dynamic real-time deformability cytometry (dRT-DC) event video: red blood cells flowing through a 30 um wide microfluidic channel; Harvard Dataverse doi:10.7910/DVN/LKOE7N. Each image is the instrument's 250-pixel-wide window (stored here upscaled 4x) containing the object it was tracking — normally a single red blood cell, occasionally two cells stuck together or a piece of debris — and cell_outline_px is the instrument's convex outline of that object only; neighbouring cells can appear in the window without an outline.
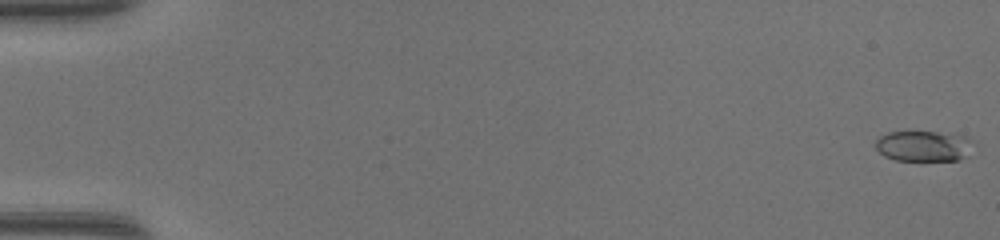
{"species": "common noctule bat (a hibernating species)", "species_latin": "Nyctalus noctula", "temperature_condition": "warm", "stored_images_in_passage": 49, "camera_frame_rate_fps": 3000, "um_per_image_px": 0.085, "animal": {"sex": "female", "body_mass_g": 17.0, "forearm_length_mm": 48.0}, "frame": {"image": 1, "passage_image": 1, "time_ms": 0.0, "image_size_px": [1000, 240], "cell_outline_px": [[976, 140], [968, 156], [960, 160], [896, 160], [884, 156], [876, 148], [876, 140], [880, 136], [888, 132], [936, 132], [968, 136]], "centroid_in_image_um": [78.58, 12.41], "position_along_channel_um": 6.4, "area_um2": 17.69}}
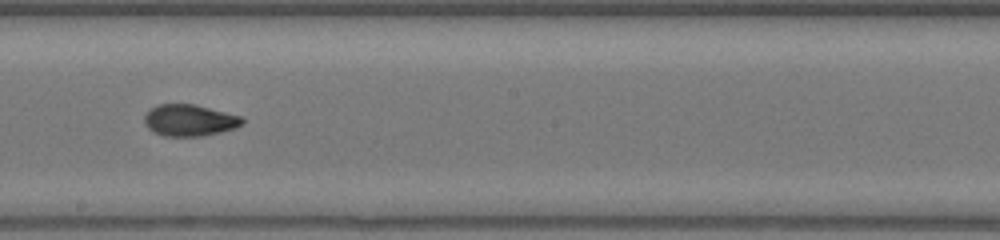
{"frame": {"image": 2, "passage_image": 29, "time_ms": 9.333, "image_size_px": [1000, 240], "cell_outline_px": [[244, 124], [236, 128], [204, 136], [164, 136], [152, 132], [144, 124], [144, 116], [148, 108], [156, 104], [196, 104], [240, 116], [244, 120]], "centroid_in_image_um": [16.07, 10.22], "position_along_channel_um": 232.1, "area_um2": 18.32}}
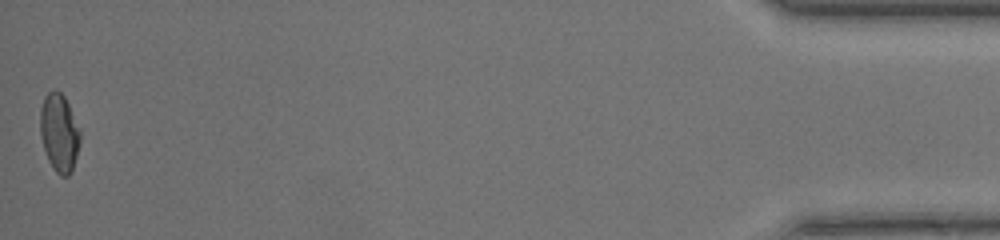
{"frame": {"image": 3, "passage_image": 49, "time_ms": 16.0, "image_size_px": [1000, 240], "cell_outline_px": [[80, 140], [72, 172], [68, 176], [60, 176], [52, 168], [48, 160], [40, 136], [40, 108], [44, 96], [48, 92], [60, 92], [64, 96], [80, 128]], "centroid_in_image_um": [5.03, 11.31], "position_along_channel_um": 430.2, "area_um2": 18.15}, "authors_computed_cell_mechanics": {"area_um2": 17.7446, "velocity_mm_per_s": 4.3762, "shape_relaxation_time_tau1_ms": 6.0149, "shape_relaxation_time_tau2_ms": 1.4231, "deformation_change_tau1": 0.2049, "deformation_change_tau2": 0.0675}}